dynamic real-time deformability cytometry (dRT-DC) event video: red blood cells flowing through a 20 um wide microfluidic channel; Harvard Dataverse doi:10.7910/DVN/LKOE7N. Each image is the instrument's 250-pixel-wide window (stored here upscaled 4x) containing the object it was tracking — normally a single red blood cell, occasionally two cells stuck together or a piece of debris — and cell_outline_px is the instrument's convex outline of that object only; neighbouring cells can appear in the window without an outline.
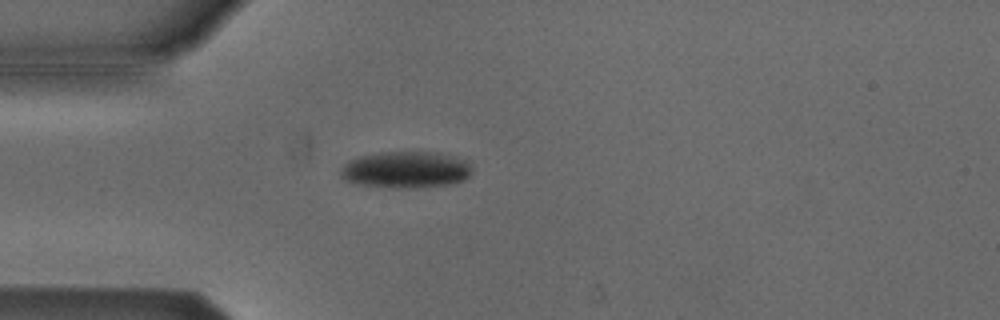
{"species": "Egyptian fruit bat (a non-hibernating species)", "species_latin": "Rousettus aegyptiacus", "temperature_condition": "cold", "stored_images_in_passage": 40, "camera_frame_rate_fps": 3000, "um_per_image_px": 0.085, "animal": {"sex": "male"}, "frame": {"image": 1, "passage_image": 1, "time_ms": 0.0, "image_size_px": [1000, 320], "cell_outline_px": [[472, 172], [468, 176], [460, 180], [448, 184], [412, 188], [392, 188], [360, 184], [344, 180], [340, 172], [344, 164], [360, 156], [380, 152], [440, 152], [468, 160], [472, 168]], "centroid_in_image_um": [34.52, 14.41], "position_along_channel_um": 50.5, "area_um2": 27.98}}
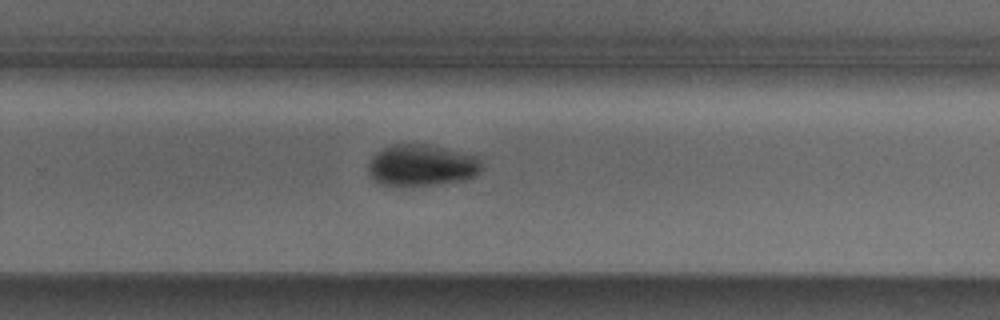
{"frame": {"image": 2, "passage_image": 21, "time_ms": 6.667, "image_size_px": [1000, 320], "cell_outline_px": [[480, 172], [476, 176], [464, 180], [440, 184], [392, 188], [372, 180], [368, 168], [372, 156], [376, 152], [392, 144], [428, 144], [480, 156]], "centroid_in_image_um": [35.83, 14.08], "position_along_channel_um": 294.0, "area_um2": 28.09}}
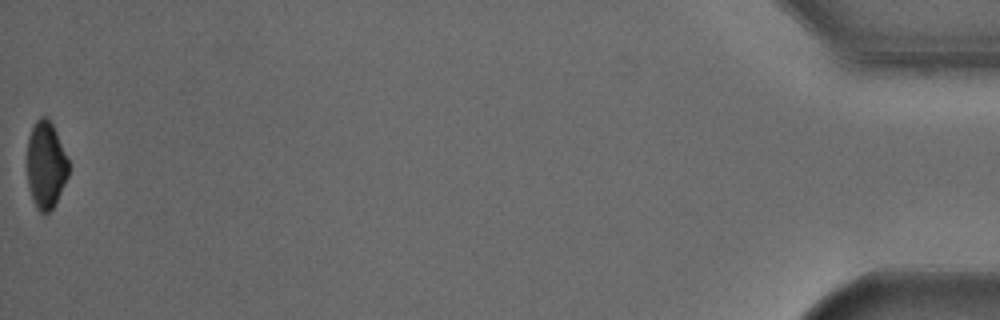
{"frame": {"image": 3, "passage_image": 40, "time_ms": 13.0, "image_size_px": [1000, 320], "cell_outline_px": [[68, 176], [52, 208], [48, 212], [40, 212], [36, 208], [32, 200], [28, 184], [28, 136], [36, 120], [40, 116], [44, 116], [52, 124], [56, 132], [68, 160]], "centroid_in_image_um": [3.88, 14.02], "position_along_channel_um": 431.3, "area_um2": 20.58}, "authors_computed_cell_mechanics": {"area_um2": 27.8885, "velocity_mm_per_s": 3.8089, "shape_relaxation_time_tau1_ms": 4.9428, "shape_relaxation_time_tau2_ms": null, "deformation_change_tau1": 0.1008, "deformation_change_tau2": null}}